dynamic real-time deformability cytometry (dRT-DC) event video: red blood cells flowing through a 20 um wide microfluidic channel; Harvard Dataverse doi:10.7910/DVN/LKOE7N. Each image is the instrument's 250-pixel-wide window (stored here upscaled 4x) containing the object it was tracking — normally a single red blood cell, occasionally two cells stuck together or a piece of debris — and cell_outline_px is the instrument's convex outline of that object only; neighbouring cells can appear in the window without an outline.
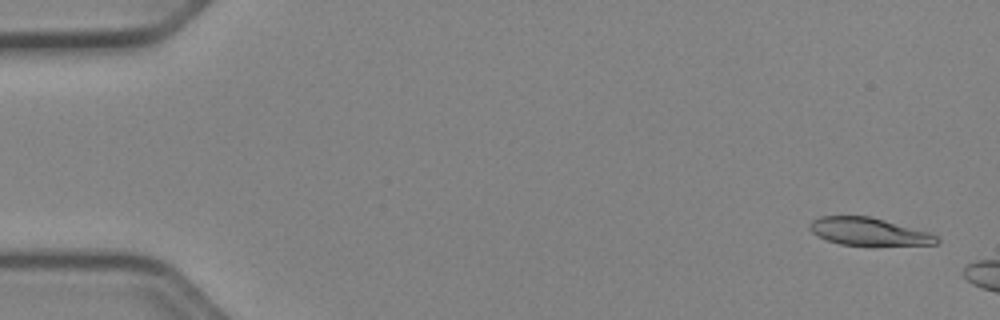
{"species": "Egyptian fruit bat (a non-hibernating species)", "species_latin": "Rousettus aegyptiacus", "temperature_condition": "cold", "stored_images_in_passage": 7, "camera_frame_rate_fps": 3000, "um_per_image_px": 0.085, "animal": {"sex": "female"}, "frame": {"image": 1, "passage_image": 2, "time_ms": 0.333, "image_size_px": [1000, 320], "cell_outline_px": [[940, 240], [936, 244], [840, 244], [828, 240], [812, 232], [808, 228], [808, 224], [812, 220], [820, 216], [868, 216], [884, 220], [928, 232], [936, 236]], "centroid_in_image_um": [73.78, 19.66], "position_along_channel_um": 11.2, "area_um2": 19.77}}